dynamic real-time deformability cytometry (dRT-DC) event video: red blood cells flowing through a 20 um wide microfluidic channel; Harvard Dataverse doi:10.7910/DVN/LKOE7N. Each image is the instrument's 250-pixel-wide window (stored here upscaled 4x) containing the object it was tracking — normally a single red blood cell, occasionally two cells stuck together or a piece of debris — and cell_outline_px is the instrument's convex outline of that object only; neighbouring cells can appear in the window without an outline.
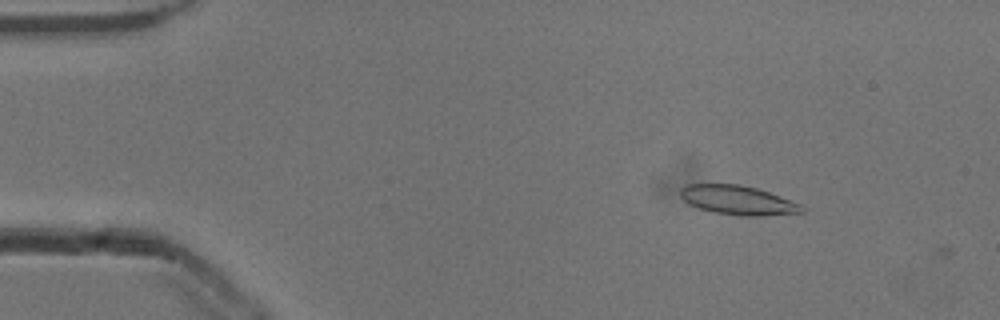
{"species": "common noctule bat (a hibernating species)", "species_latin": "Nyctalus noctula", "temperature_condition": "cold", "stored_images_in_passage": 3, "camera_frame_rate_fps": 3000, "um_per_image_px": 0.085, "animal": {"sex": "male", "body_mass_g": 13.3}, "frame": {"image": 1, "passage_image": 2, "time_ms": 0.333, "image_size_px": [1000, 320], "cell_outline_px": [[804, 212], [760, 216], [744, 216], [712, 212], [688, 204], [680, 196], [680, 188], [684, 184], [740, 184], [756, 188], [780, 196], [800, 204], [804, 208]], "centroid_in_image_um": [62.68, 17.01], "position_along_channel_um": 22.3, "area_um2": 20.63}}